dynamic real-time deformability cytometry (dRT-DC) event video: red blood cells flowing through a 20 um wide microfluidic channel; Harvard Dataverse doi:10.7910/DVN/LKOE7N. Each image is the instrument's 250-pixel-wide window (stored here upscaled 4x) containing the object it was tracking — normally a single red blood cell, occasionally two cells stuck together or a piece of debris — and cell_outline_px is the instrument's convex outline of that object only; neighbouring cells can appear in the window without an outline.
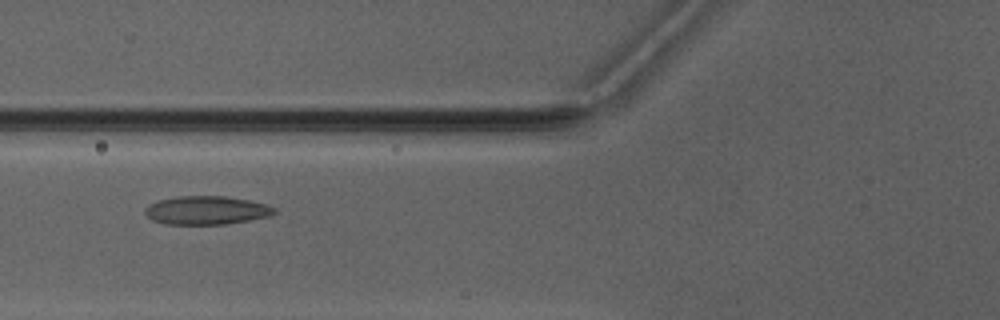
{"species": "Egyptian fruit bat (a non-hibernating species)", "species_latin": "Rousettus aegyptiacus", "temperature_condition": "warm", "stored_images_in_passage": 4, "camera_frame_rate_fps": 3000, "um_per_image_px": 0.085, "animal": {"sex": "male"}, "frame": {"image": 1, "passage_image": 3, "time_ms": 2.667, "image_size_px": [1000, 320], "cell_outline_px": [[276, 212], [272, 216], [224, 224], [164, 224], [152, 220], [144, 212], [144, 208], [148, 204], [156, 200], [176, 196], [224, 196], [248, 200], [268, 204], [276, 208]], "centroid_in_image_um": [17.53, 17.87], "position_along_channel_um": 108.3, "area_um2": 21.68}}
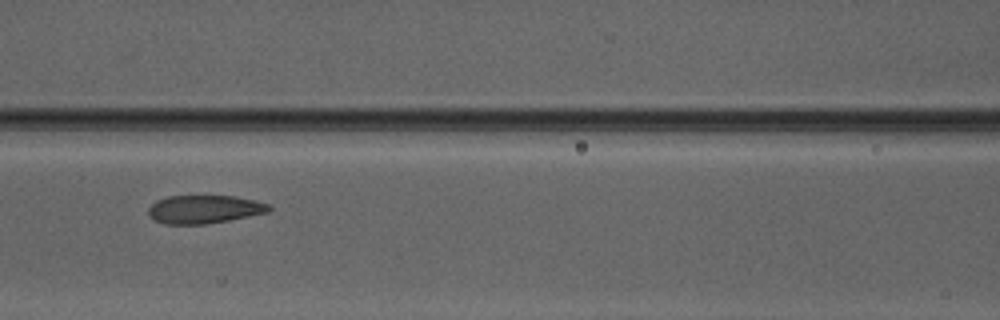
{"frame": {"image": 2, "passage_image": 4, "time_ms": 3.667, "image_size_px": [1000, 320], "cell_outline_px": [[272, 208], [268, 212], [228, 220], [204, 224], [164, 224], [148, 216], [148, 208], [156, 200], [168, 196], [236, 196], [256, 200], [268, 204]], "centroid_in_image_um": [17.35, 17.78], "position_along_channel_um": 149.3, "area_um2": 19.83}}